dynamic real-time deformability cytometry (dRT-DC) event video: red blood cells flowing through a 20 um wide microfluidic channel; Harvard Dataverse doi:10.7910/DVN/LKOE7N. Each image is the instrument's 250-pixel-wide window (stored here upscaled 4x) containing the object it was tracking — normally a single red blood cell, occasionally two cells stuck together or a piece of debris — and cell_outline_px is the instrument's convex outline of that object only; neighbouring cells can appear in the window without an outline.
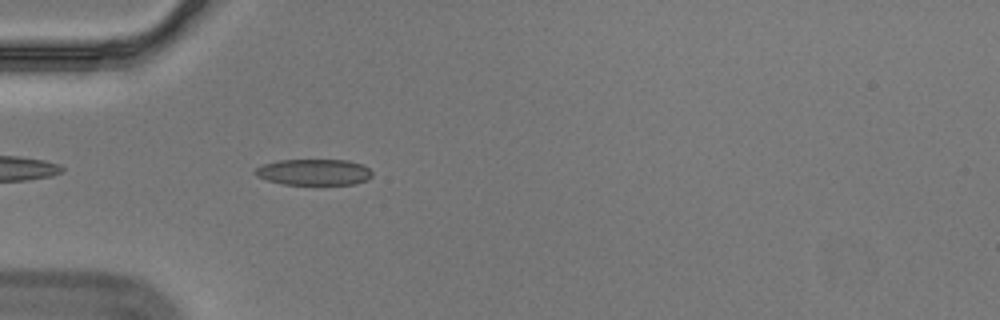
{"species": "Egyptian fruit bat (a non-hibernating species)", "species_latin": "Rousettus aegyptiacus", "temperature_condition": "cold", "stored_images_in_passage": 43, "camera_frame_rate_fps": 3000, "um_per_image_px": 0.085, "animal": {"sex": "male"}, "frame": {"image": 1, "passage_image": 4, "time_ms": 1.0, "image_size_px": [1000, 320], "cell_outline_px": [[372, 176], [368, 180], [356, 184], [280, 184], [256, 176], [252, 172], [260, 164], [280, 160], [348, 160], [364, 164], [372, 172]], "centroid_in_image_um": [26.68, 14.62], "position_along_channel_um": 58.3, "area_um2": 18.03}}
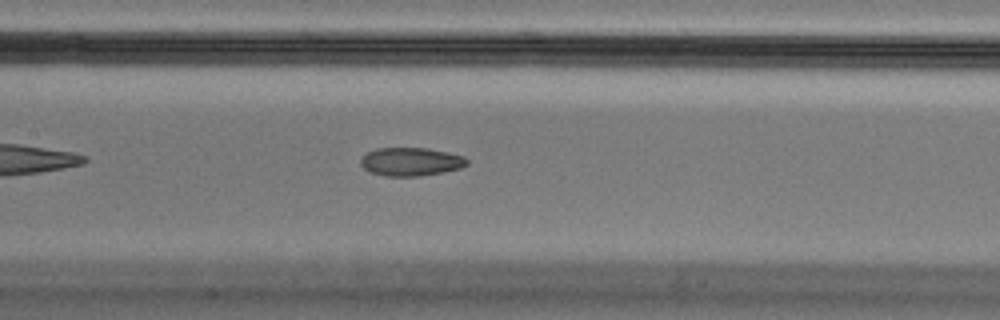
{"frame": {"image": 2, "passage_image": 14, "time_ms": 4.333, "image_size_px": [1000, 320], "cell_outline_px": [[468, 164], [460, 168], [444, 172], [420, 176], [384, 176], [368, 172], [360, 164], [360, 160], [368, 152], [376, 148], [428, 148], [448, 152], [464, 156], [468, 160]], "centroid_in_image_um": [34.93, 13.75], "position_along_channel_um": 172.5, "area_um2": 17.69}}
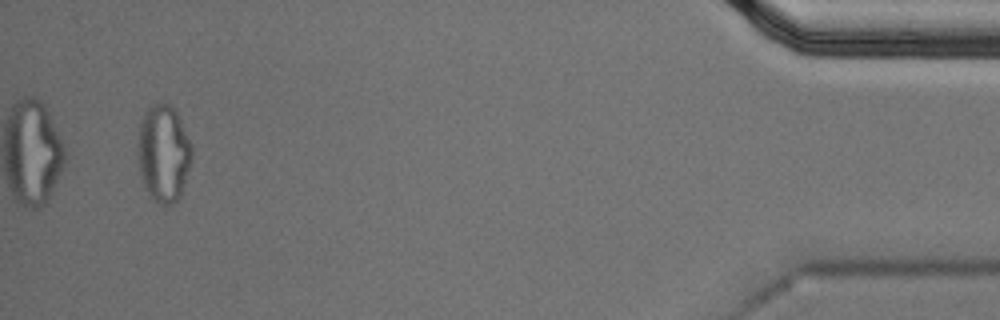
{"frame": {"image": 3, "passage_image": 41, "time_ms": 13.333, "image_size_px": [1000, 320], "cell_outline_px": [[192, 160], [180, 196], [172, 204], [160, 204], [152, 200], [144, 188], [140, 172], [136, 152], [136, 144], [140, 124], [144, 112], [152, 104], [168, 104], [176, 112], [192, 144]], "centroid_in_image_um": [13.87, 13.06], "position_along_channel_um": 421.3, "area_um2": 30.87}, "authors_computed_cell_mechanics": {"area_um2": 18.6694, "velocity_mm_per_s": 3.5588, "shape_relaxation_time_tau1_ms": null, "shape_relaxation_time_tau2_ms": 3.734, "deformation_change_tau1": null, "deformation_change_tau2": 0.0999}}